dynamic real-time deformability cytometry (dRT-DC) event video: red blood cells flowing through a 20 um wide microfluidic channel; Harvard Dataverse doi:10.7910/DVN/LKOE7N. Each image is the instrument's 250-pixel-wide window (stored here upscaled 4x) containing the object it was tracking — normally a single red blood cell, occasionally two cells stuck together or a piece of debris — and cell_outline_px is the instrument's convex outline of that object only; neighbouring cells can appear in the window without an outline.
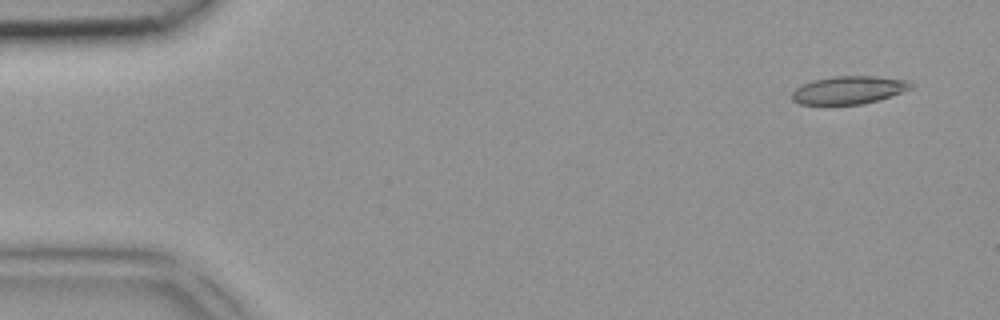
{"species": "common noctule bat (a hibernating species)", "species_latin": "Nyctalus noctula", "temperature_condition": "room temperature", "stored_images_in_passage": 5, "camera_frame_rate_fps": 3000, "um_per_image_px": 0.085, "animal": {"sex": "female", "body_mass_g": 18.4}, "frame": {"image": 1, "passage_image": 1, "time_ms": 0.0, "image_size_px": [1000, 320], "cell_outline_px": [[912, 88], [880, 100], [860, 104], [800, 104], [792, 100], [792, 92], [796, 88], [812, 80], [832, 76], [876, 76], [904, 80], [912, 84]], "centroid_in_image_um": [72.12, 7.65], "position_along_channel_um": 12.9, "area_um2": 19.19}}
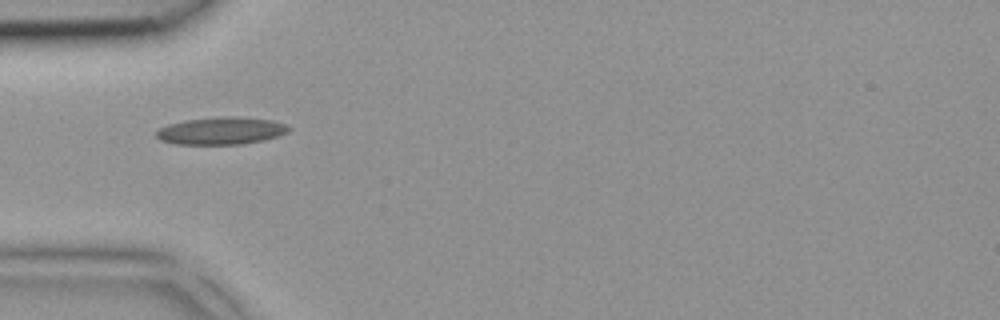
{"frame": {"image": 2, "passage_image": 4, "time_ms": 1.0, "image_size_px": [1000, 320], "cell_outline_px": [[292, 128], [288, 132], [264, 140], [240, 144], [176, 144], [160, 140], [156, 136], [156, 132], [160, 128], [168, 124], [184, 120], [272, 120], [288, 124]], "centroid_in_image_um": [18.78, 11.18], "position_along_channel_um": 66.2, "area_um2": 19.77}}